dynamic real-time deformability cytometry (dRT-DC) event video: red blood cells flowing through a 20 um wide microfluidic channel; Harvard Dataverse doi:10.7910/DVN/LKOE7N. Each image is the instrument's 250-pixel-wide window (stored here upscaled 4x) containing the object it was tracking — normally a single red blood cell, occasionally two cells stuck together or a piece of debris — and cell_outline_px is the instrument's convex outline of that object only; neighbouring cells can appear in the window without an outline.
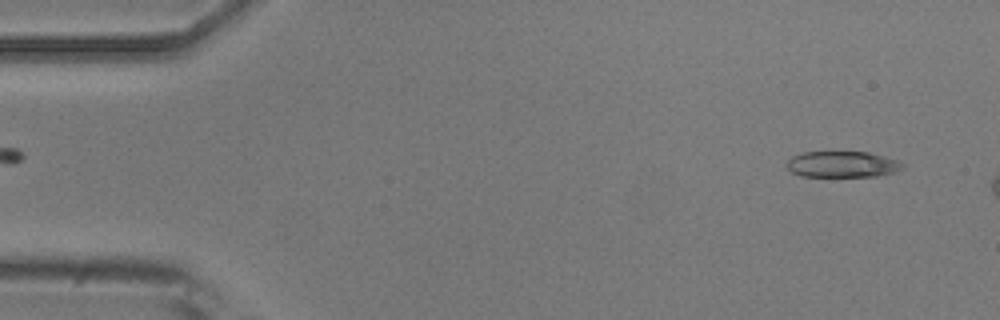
{"species": "common noctule bat (a hibernating species)", "species_latin": "Nyctalus noctula", "temperature_condition": "room temperature", "stored_images_in_passage": 9, "camera_frame_rate_fps": 3000, "um_per_image_px": 0.085, "animal": {"sex": "male", "body_mass_g": 20.5, "forearm_length_mm": 52.5}, "frame": {"image": 1, "passage_image": 3, "time_ms": 0.667, "image_size_px": [1000, 320], "cell_outline_px": [[904, 164], [900, 168], [892, 172], [876, 176], [800, 176], [792, 172], [788, 168], [788, 160], [792, 156], [804, 152], [868, 152], [884, 156], [896, 160]], "centroid_in_image_um": [71.56, 13.96], "position_along_channel_um": 13.4, "area_um2": 17.28}}